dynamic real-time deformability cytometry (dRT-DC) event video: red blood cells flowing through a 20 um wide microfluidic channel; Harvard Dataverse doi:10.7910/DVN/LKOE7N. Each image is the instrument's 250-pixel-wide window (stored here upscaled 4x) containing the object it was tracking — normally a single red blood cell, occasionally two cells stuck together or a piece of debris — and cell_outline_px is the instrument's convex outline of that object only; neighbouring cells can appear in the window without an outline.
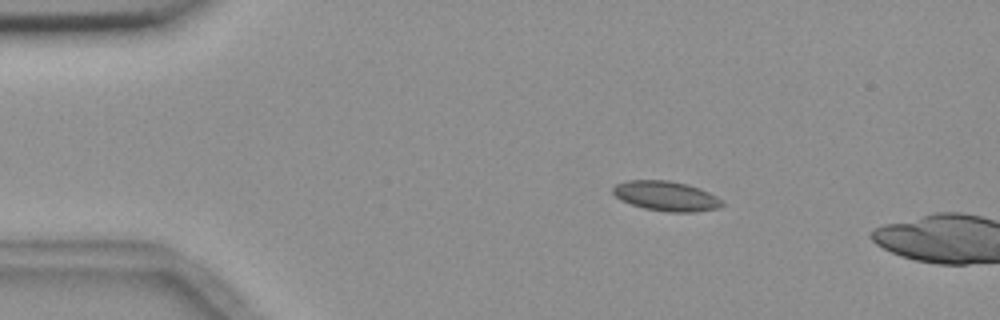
{"species": "common noctule bat (a hibernating species)", "species_latin": "Nyctalus noctula", "temperature_condition": "room temperature", "stored_images_in_passage": 5, "camera_frame_rate_fps": 3000, "um_per_image_px": 0.085, "animal": {"sex": "female", "body_mass_g": 18.4}, "frame": {"image": 1, "passage_image": 2, "time_ms": 1.0, "image_size_px": [1000, 320], "cell_outline_px": [[724, 204], [720, 208], [692, 212], [668, 212], [644, 208], [620, 200], [612, 192], [612, 188], [616, 184], [628, 180], [668, 180], [688, 184], [700, 188], [724, 200]], "centroid_in_image_um": [56.64, 16.66], "position_along_channel_um": 28.4, "area_um2": 19.07}}
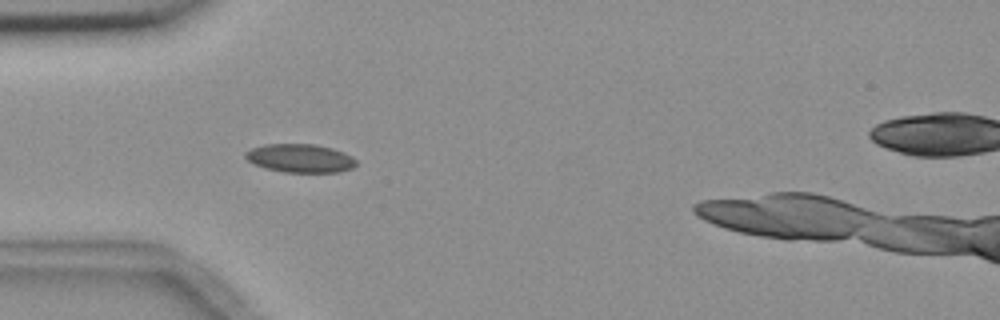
{"frame": {"image": 2, "passage_image": 4, "time_ms": 3.333, "image_size_px": [1000, 320], "cell_outline_px": [[356, 164], [352, 168], [340, 172], [284, 172], [264, 168], [248, 160], [244, 156], [244, 152], [252, 148], [264, 144], [312, 144], [332, 148], [344, 152], [352, 156], [356, 160]], "centroid_in_image_um": [25.51, 13.45], "position_along_channel_um": 59.5, "area_um2": 18.38}}